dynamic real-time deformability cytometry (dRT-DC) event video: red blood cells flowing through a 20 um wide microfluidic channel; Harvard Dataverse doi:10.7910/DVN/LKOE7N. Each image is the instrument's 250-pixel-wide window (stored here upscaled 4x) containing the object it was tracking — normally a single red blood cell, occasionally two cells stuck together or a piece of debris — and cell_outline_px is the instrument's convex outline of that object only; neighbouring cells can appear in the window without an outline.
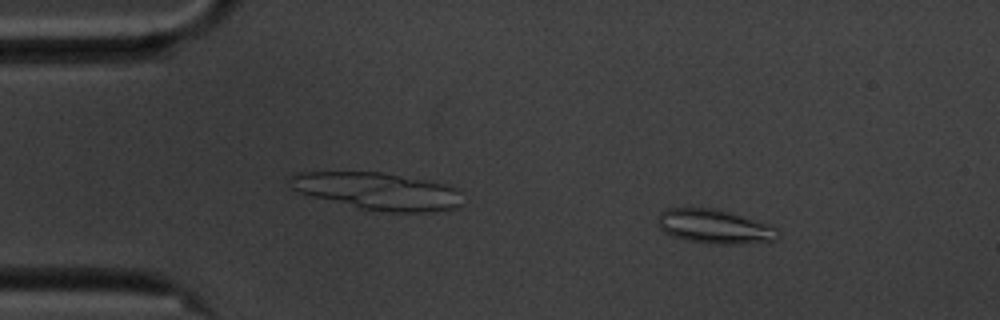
{"species": "common noctule bat (a hibernating species)", "species_latin": "Nyctalus noctula", "temperature_condition": "cold", "stored_images_in_passage": 55, "camera_frame_rate_fps": 3000, "um_per_image_px": 0.085, "animal": {"sex": "male", "body_mass_g": 20.1, "forearm_length_mm": 53.5}, "frame": {"image": 1, "passage_image": 7, "time_ms": 2.0, "image_size_px": [1000, 320], "cell_outline_px": [[780, 236], [772, 240], [732, 244], [712, 244], [688, 240], [672, 236], [664, 232], [656, 224], [660, 212], [668, 208], [716, 208], [776, 228], [780, 232]], "centroid_in_image_um": [60.65, 19.25], "position_along_channel_um": 24.4, "area_um2": 23.41}}
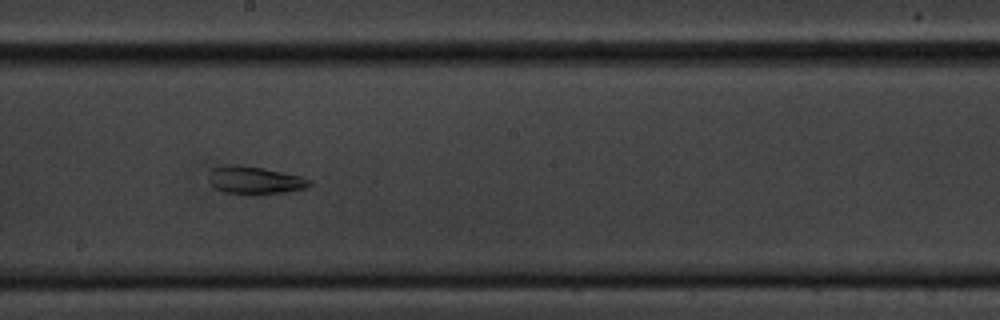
{"frame": {"image": 2, "passage_image": 30, "time_ms": 9.667, "image_size_px": [1000, 320], "cell_outline_px": [[312, 184], [304, 188], [284, 192], [256, 196], [248, 196], [224, 192], [216, 188], [208, 180], [212, 168], [224, 164], [240, 164], [264, 168], [304, 176], [312, 180]], "centroid_in_image_um": [21.67, 15.33], "position_along_channel_um": 226.5, "area_um2": 16.88}}
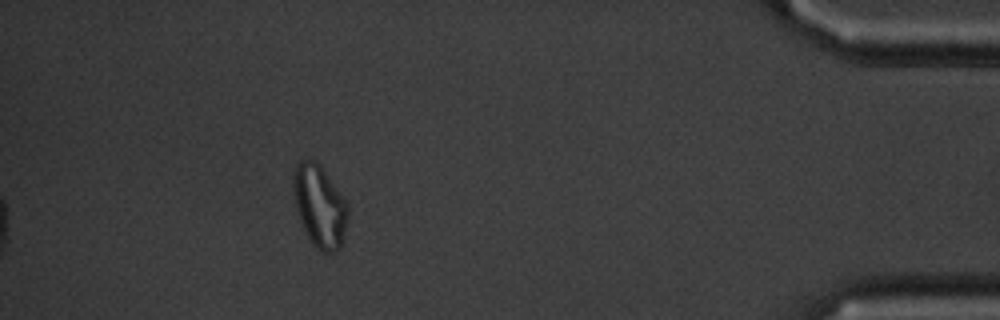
{"frame": {"image": 3, "passage_image": 50, "time_ms": 16.333, "image_size_px": [1000, 320], "cell_outline_px": [[348, 216], [344, 236], [340, 248], [336, 252], [320, 252], [312, 244], [304, 232], [296, 208], [292, 192], [292, 180], [296, 164], [300, 160], [316, 160], [320, 164], [348, 204]], "centroid_in_image_um": [27.15, 17.53], "position_along_channel_um": 408.0, "area_um2": 26.41}, "authors_computed_cell_mechanics": {"area_um2": 21.7328, "velocity_mm_per_s": 3.52, "shape_relaxation_time_tau1_ms": null, "shape_relaxation_time_tau2_ms": 2.7642, "deformation_change_tau1": null, "deformation_change_tau2": 0.114}}